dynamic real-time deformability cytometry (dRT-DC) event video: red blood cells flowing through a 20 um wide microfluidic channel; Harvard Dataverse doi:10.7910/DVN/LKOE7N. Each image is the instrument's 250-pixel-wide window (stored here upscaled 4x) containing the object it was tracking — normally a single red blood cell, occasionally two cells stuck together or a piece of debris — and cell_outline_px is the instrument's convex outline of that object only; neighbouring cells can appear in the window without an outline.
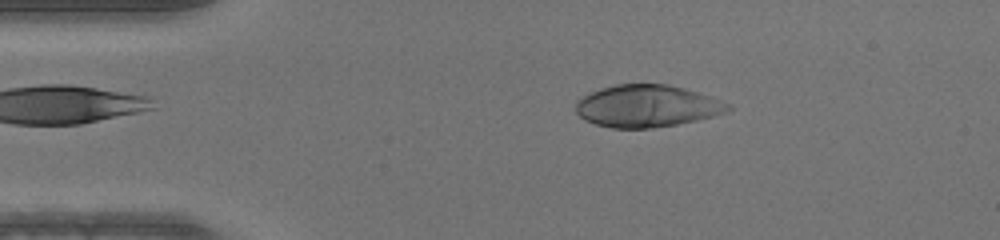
{"species": "human", "species_latin": "Homo sapiens", "temperature_condition": "warm", "stored_images_in_passage": 48, "camera_frame_rate_fps": 3000, "um_per_image_px": 0.085, "donor": {"sex": "male"}, "frame": {"image": 1, "passage_image": 8, "time_ms": 2.333, "image_size_px": [1000, 240], "cell_outline_px": [[732, 108], [728, 112], [696, 120], [676, 124], [652, 128], [612, 128], [596, 124], [584, 120], [576, 112], [576, 100], [600, 88], [616, 84], [668, 84], [684, 88], [712, 96], [724, 100], [732, 104]], "centroid_in_image_um": [55.03, 9.01], "position_along_channel_um": 30.0, "area_um2": 37.57}}
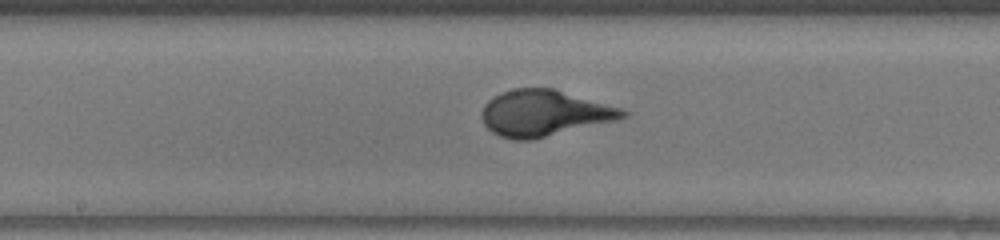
{"frame": {"image": 2, "passage_image": 24, "time_ms": 7.667, "image_size_px": [1000, 240], "cell_outline_px": [[628, 116], [616, 120], [532, 140], [516, 140], [500, 136], [492, 132], [484, 124], [480, 116], [480, 112], [484, 104], [492, 96], [500, 92], [516, 88], [552, 88], [624, 108], [628, 112]], "centroid_in_image_um": [46.24, 9.61], "position_along_channel_um": 202.0, "area_um2": 38.09}}
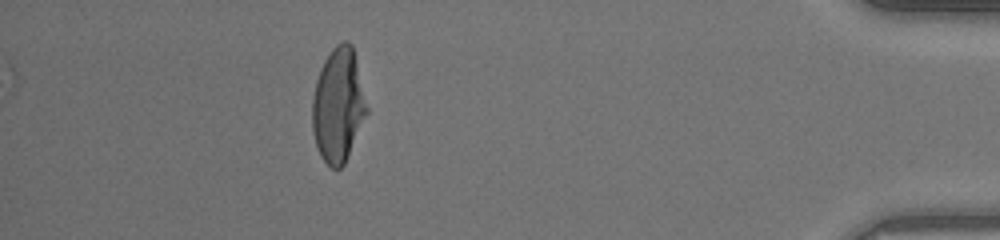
{"frame": {"image": 3, "passage_image": 43, "time_ms": 14.0, "image_size_px": [1000, 240], "cell_outline_px": [[368, 112], [344, 164], [340, 168], [332, 168], [320, 156], [316, 148], [312, 132], [312, 96], [316, 80], [320, 68], [324, 60], [332, 48], [336, 44], [344, 40], [348, 40], [352, 44], [368, 108]], "centroid_in_image_um": [28.73, 8.93], "position_along_channel_um": 406.5, "area_um2": 36.36}}